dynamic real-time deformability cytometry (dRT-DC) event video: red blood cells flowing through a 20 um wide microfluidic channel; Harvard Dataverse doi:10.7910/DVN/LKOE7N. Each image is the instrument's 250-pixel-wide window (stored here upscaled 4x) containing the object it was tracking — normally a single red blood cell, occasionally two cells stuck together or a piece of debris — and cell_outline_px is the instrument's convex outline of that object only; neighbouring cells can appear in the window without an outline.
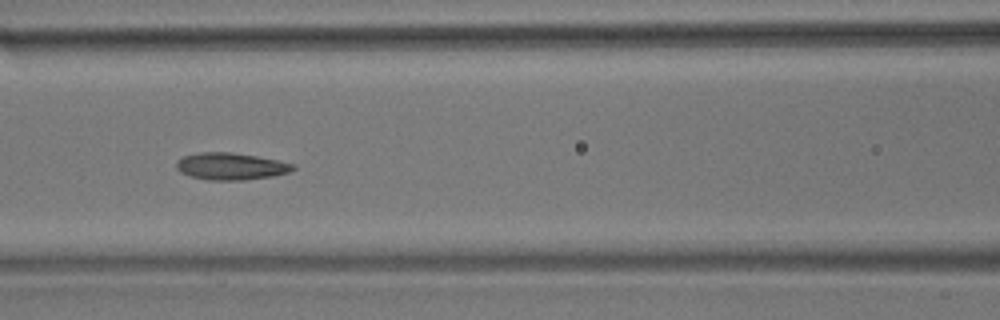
{"species": "common noctule bat (a hibernating species)", "species_latin": "Nyctalus noctula", "temperature_condition": "room temperature", "stored_images_in_passage": 8, "camera_frame_rate_fps": 3000, "um_per_image_px": 0.085, "animal": {"sex": "male", "body_mass_g": 17.9}, "frame": {"image": 1, "passage_image": 6, "time_ms": 5.667, "image_size_px": [1000, 320], "cell_outline_px": [[296, 168], [288, 172], [272, 176], [244, 180], [208, 180], [192, 176], [180, 172], [176, 168], [176, 160], [184, 156], [200, 152], [232, 152], [256, 156], [296, 164]], "centroid_in_image_um": [19.61, 14.13], "position_along_channel_um": 147.0, "area_um2": 18.32}}
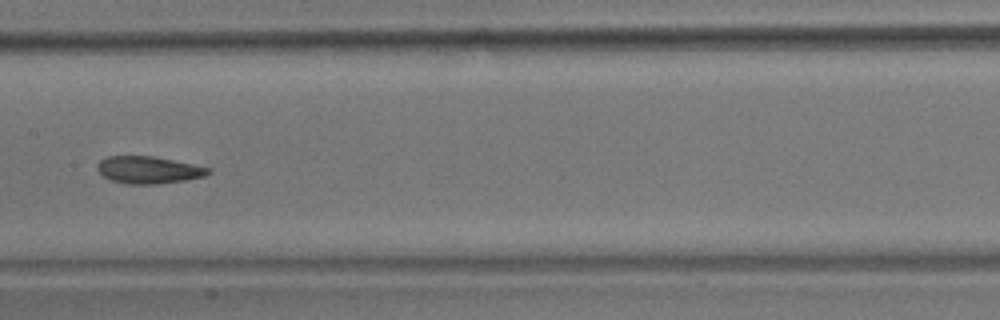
{"frame": {"image": 2, "passage_image": 7, "time_ms": 7.0, "image_size_px": [1000, 320], "cell_outline_px": [[212, 172], [204, 176], [184, 180], [156, 184], [128, 184], [112, 180], [104, 176], [96, 168], [96, 164], [100, 160], [108, 156], [152, 156], [212, 168]], "centroid_in_image_um": [12.62, 14.44], "position_along_channel_um": 194.8, "area_um2": 17.46}}